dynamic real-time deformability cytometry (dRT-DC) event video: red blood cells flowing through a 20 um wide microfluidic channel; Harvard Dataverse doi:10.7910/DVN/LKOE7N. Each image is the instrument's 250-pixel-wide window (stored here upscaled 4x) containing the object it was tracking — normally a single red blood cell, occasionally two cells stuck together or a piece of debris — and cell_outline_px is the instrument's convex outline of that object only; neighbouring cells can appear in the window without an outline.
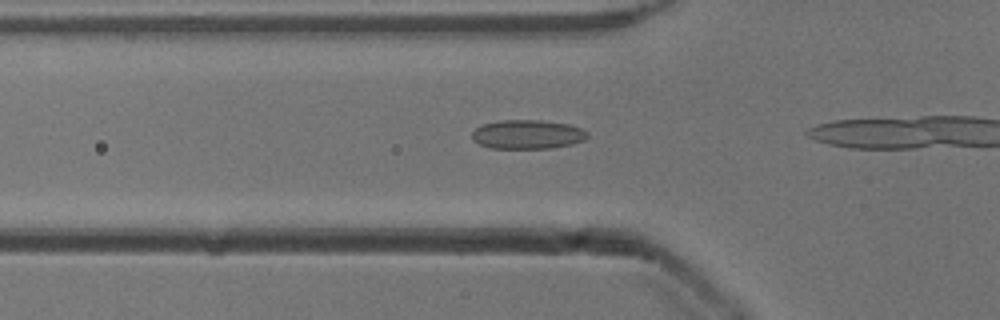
{"species": "common noctule bat (a hibernating species)", "species_latin": "Nyctalus noctula", "temperature_condition": "cold", "stored_images_in_passage": 15, "camera_frame_rate_fps": 3000, "um_per_image_px": 0.085, "animal": {"sex": "male", "body_mass_g": 13.3}, "frame": {"image": 1, "passage_image": 13, "time_ms": 4.0, "image_size_px": [1000, 320], "cell_outline_px": [[588, 136], [584, 140], [572, 144], [552, 148], [488, 148], [472, 140], [472, 132], [476, 128], [484, 124], [500, 120], [540, 120], [568, 124], [580, 128], [588, 132]], "centroid_in_image_um": [44.83, 11.43], "position_along_channel_um": 81.0, "area_um2": 19.54}}